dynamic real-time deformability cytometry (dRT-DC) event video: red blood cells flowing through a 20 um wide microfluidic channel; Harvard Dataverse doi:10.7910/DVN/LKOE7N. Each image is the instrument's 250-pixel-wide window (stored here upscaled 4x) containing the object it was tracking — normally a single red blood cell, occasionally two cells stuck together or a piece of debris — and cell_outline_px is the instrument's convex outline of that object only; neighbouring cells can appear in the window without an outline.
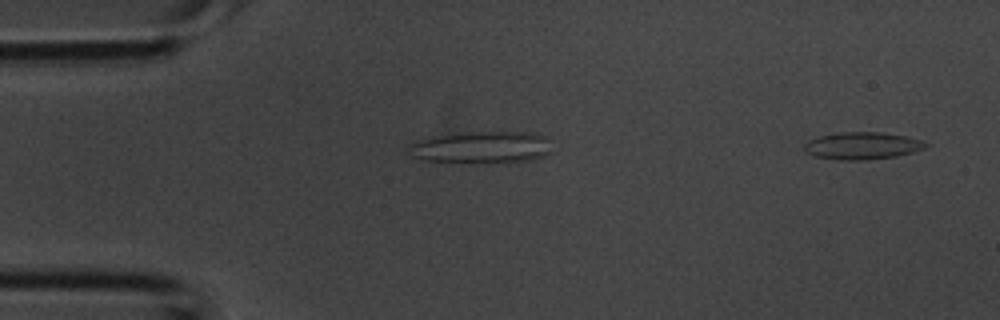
{"species": "common noctule bat (a hibernating species)", "species_latin": "Nyctalus noctula", "temperature_condition": "room temperature", "stored_images_in_passage": 3, "camera_frame_rate_fps": 3000, "um_per_image_px": 0.085, "animal": {"sex": "male", "body_mass_g": 20.1, "forearm_length_mm": 53.5}, "frame": {"image": 1, "passage_image": 3, "time_ms": 0.667, "image_size_px": [1000, 320], "cell_outline_px": [[928, 144], [924, 148], [912, 152], [896, 156], [868, 160], [836, 160], [816, 156], [804, 152], [804, 144], [808, 140], [820, 136], [840, 132], [884, 132], [908, 136], [920, 140]], "centroid_in_image_um": [73.27, 12.39], "position_along_channel_um": 11.7, "area_um2": 19.36}}